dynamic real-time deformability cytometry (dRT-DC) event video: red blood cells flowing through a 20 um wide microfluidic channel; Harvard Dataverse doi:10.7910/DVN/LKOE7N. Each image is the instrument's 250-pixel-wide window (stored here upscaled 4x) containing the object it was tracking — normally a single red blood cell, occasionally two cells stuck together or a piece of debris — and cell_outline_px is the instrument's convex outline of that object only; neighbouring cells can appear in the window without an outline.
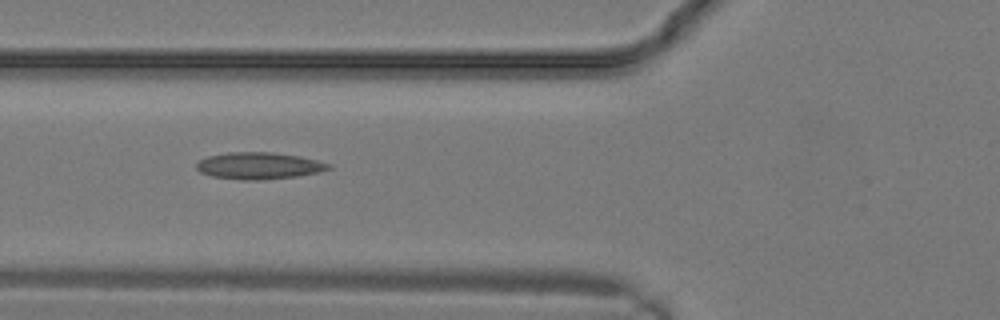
{"species": "common noctule bat (a hibernating species)", "species_latin": "Nyctalus noctula", "temperature_condition": "warm", "stored_images_in_passage": 18, "camera_frame_rate_fps": 3000, "um_per_image_px": 0.085, "animal": {"sex": "male", "body_mass_g": 19.2, "forearm_length_mm": 51.8}, "frame": {"image": 1, "passage_image": 9, "time_ms": 2.667, "image_size_px": [1000, 320], "cell_outline_px": [[332, 168], [320, 172], [300, 176], [260, 180], [240, 180], [212, 176], [200, 172], [196, 168], [196, 164], [200, 160], [208, 156], [228, 152], [272, 152], [300, 156], [332, 164]], "centroid_in_image_um": [22.04, 14.09], "position_along_channel_um": 103.8, "area_um2": 20.81}}
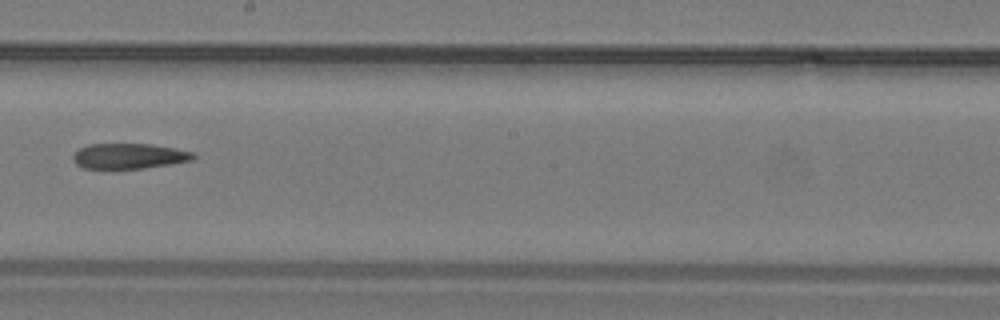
{"frame": {"image": 2, "passage_image": 14, "time_ms": 4.333, "image_size_px": [1000, 320], "cell_outline_px": [[196, 156], [192, 160], [172, 164], [144, 168], [84, 168], [76, 164], [72, 160], [72, 156], [80, 148], [88, 144], [152, 144], [192, 152]], "centroid_in_image_um": [10.95, 13.26], "position_along_channel_um": 237.2, "area_um2": 17.63}}
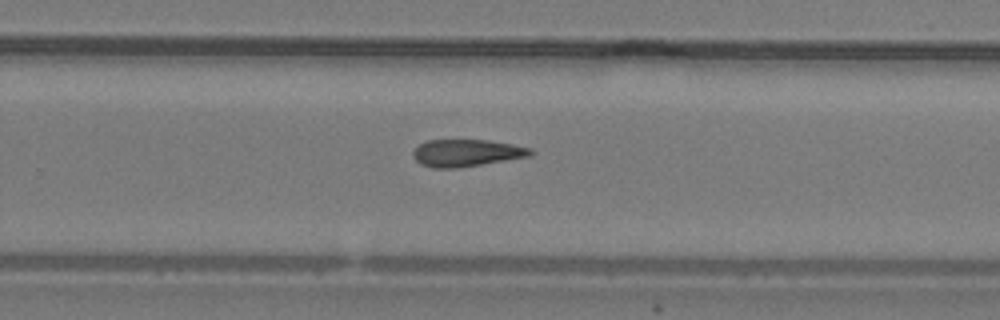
{"frame": {"image": 3, "passage_image": 16, "time_ms": 5.0, "image_size_px": [1000, 320], "cell_outline_px": [[536, 152], [532, 156], [460, 168], [432, 168], [420, 164], [412, 156], [412, 152], [420, 144], [428, 140], [488, 140], [512, 144], [532, 148]], "centroid_in_image_um": [39.69, 13.01], "position_along_channel_um": 290.1, "area_um2": 18.84}}